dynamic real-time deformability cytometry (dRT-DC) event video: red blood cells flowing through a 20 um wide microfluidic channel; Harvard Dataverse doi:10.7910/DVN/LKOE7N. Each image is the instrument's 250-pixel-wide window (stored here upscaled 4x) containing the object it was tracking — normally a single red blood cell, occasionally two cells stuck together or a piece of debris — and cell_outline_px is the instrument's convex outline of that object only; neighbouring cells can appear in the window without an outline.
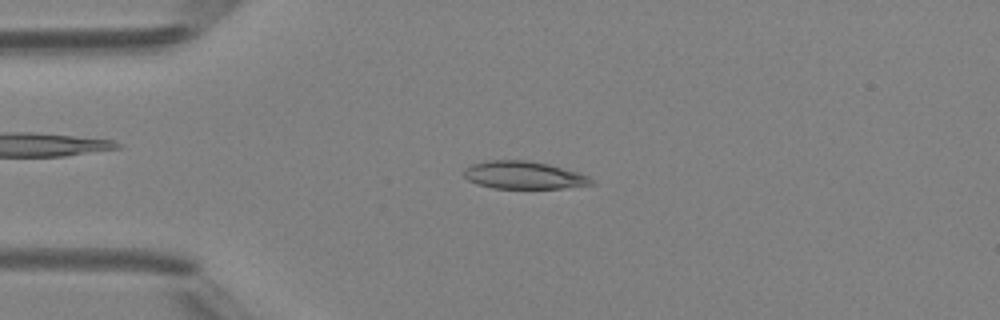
{"species": "Egyptian fruit bat (a non-hibernating species)", "species_latin": "Rousettus aegyptiacus", "temperature_condition": "room temperature", "stored_images_in_passage": 6, "camera_frame_rate_fps": 3000, "um_per_image_px": 0.085, "animal": {"sex": "female"}, "frame": {"image": 1, "passage_image": 2, "time_ms": 1.333, "image_size_px": [1000, 320], "cell_outline_px": [[596, 184], [560, 188], [492, 188], [476, 184], [468, 180], [464, 176], [464, 172], [472, 164], [488, 160], [528, 160], [548, 164], [576, 172], [588, 176]], "centroid_in_image_um": [44.5, 14.89], "position_along_channel_um": 40.5, "area_um2": 20.35}}
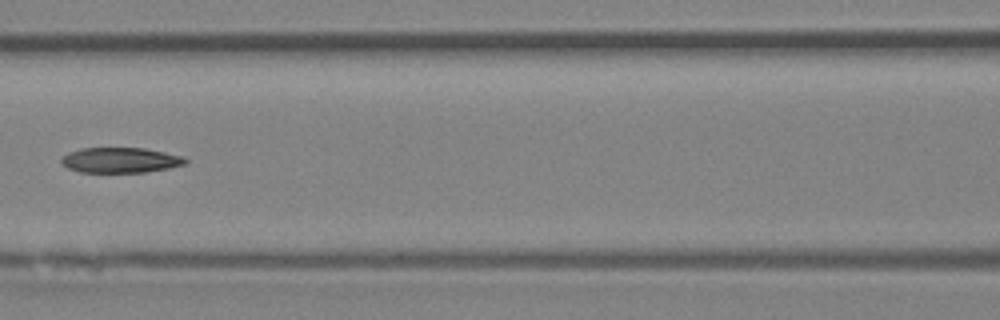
{"frame": {"image": 2, "passage_image": 5, "time_ms": 4.667, "image_size_px": [1000, 320], "cell_outline_px": [[188, 160], [184, 164], [168, 168], [144, 172], [80, 172], [68, 168], [60, 160], [68, 152], [80, 148], [144, 148], [164, 152], [180, 156]], "centroid_in_image_um": [10.2, 13.61], "position_along_channel_um": 156.4, "area_um2": 18.03}}
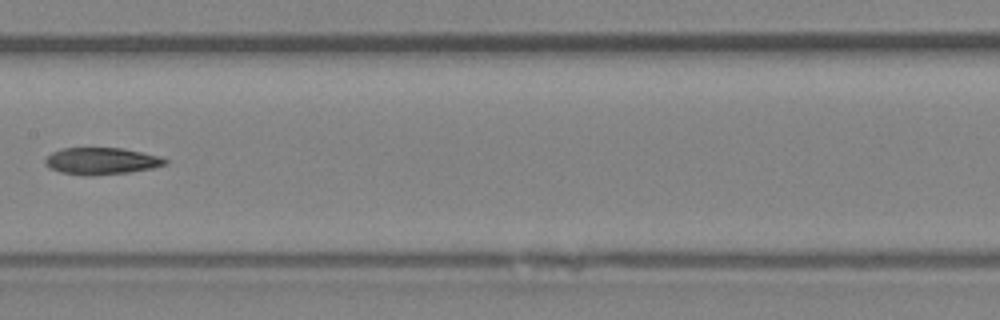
{"frame": {"image": 3, "passage_image": 6, "time_ms": 5.667, "image_size_px": [1000, 320], "cell_outline_px": [[168, 164], [152, 168], [128, 172], [92, 176], [84, 176], [60, 172], [44, 164], [44, 160], [52, 152], [64, 148], [124, 148], [160, 156], [168, 160]], "centroid_in_image_um": [8.64, 13.69], "position_along_channel_um": 198.8, "area_um2": 18.84}}